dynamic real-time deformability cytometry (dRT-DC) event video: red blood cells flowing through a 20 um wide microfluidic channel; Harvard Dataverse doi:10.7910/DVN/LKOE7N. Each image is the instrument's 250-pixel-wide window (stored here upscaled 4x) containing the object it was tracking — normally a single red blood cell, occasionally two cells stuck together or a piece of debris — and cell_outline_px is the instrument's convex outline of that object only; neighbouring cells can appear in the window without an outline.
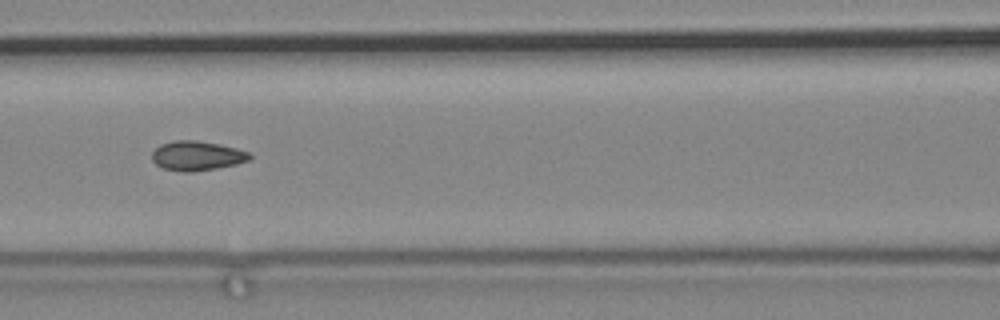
{"species": "common noctule bat (a hibernating species)", "species_latin": "Nyctalus noctula", "temperature_condition": "cold", "stored_images_in_passage": 76, "camera_frame_rate_fps": 3000, "um_per_image_px": 0.085, "animal": {"sex": "male", "body_mass_g": 19.2, "forearm_length_mm": 51.8}, "frame": {"image": 1, "passage_image": 48, "time_ms": 15.667, "image_size_px": [1000, 320], "cell_outline_px": [[252, 156], [248, 160], [236, 164], [216, 168], [192, 172], [184, 172], [164, 168], [156, 164], [152, 160], [152, 152], [160, 144], [176, 140], [196, 140], [220, 144], [236, 148], [248, 152]], "centroid_in_image_um": [16.73, 13.23], "position_along_channel_um": 149.9, "area_um2": 16.7}}
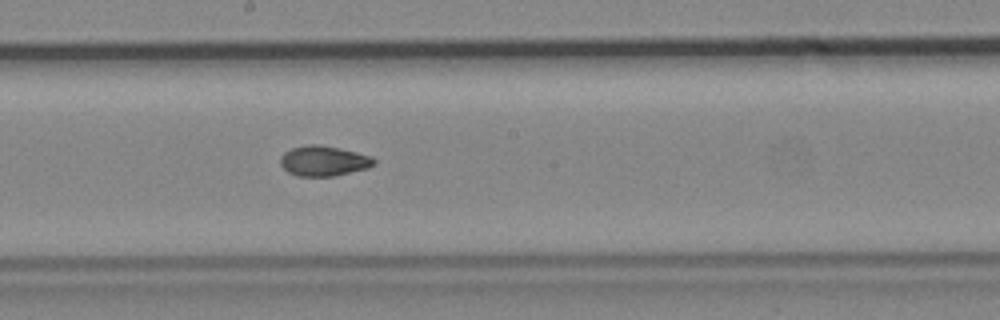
{"frame": {"image": 2, "passage_image": 55, "time_ms": 18.0, "image_size_px": [1000, 320], "cell_outline_px": [[376, 164], [368, 168], [336, 176], [296, 176], [288, 172], [280, 164], [280, 156], [284, 152], [292, 148], [304, 144], [320, 144], [340, 148], [372, 156], [376, 160]], "centroid_in_image_um": [27.52, 13.67], "position_along_channel_um": 220.7, "area_um2": 16.76}}
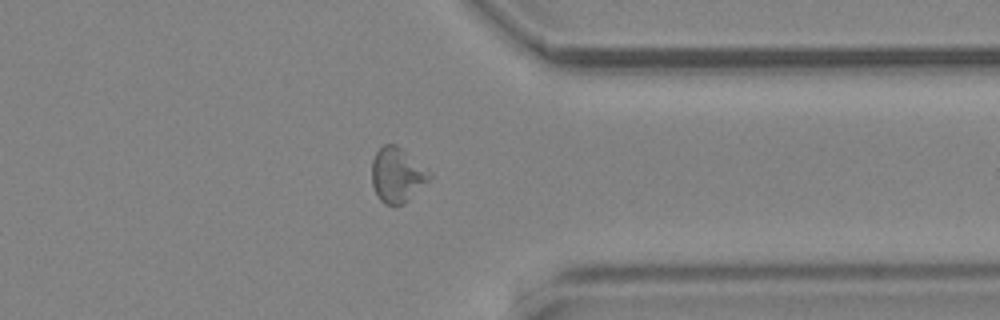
{"frame": {"image": 3, "passage_image": 71, "time_ms": 23.333, "image_size_px": [1000, 320], "cell_outline_px": [[432, 176], [404, 204], [384, 204], [380, 200], [372, 184], [372, 160], [376, 152], [384, 144], [396, 144], [432, 172]], "centroid_in_image_um": [33.75, 14.85], "position_along_channel_um": 377.6, "area_um2": 18.21}}